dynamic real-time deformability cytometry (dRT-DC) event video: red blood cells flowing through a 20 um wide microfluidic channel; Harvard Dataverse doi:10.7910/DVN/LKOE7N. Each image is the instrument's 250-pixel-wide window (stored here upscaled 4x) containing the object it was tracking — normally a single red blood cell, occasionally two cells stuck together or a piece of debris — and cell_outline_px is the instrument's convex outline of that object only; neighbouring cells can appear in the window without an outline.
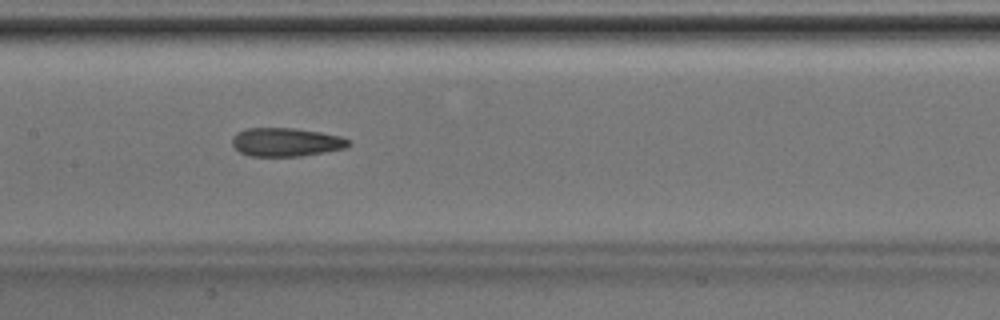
{"species": "Egyptian fruit bat (a non-hibernating species)", "species_latin": "Rousettus aegyptiacus", "temperature_condition": "room temperature", "stored_images_in_passage": 31, "camera_frame_rate_fps": 3000, "um_per_image_px": 0.085, "animal": {"sex": "male"}, "frame": {"image": 1, "passage_image": 10, "time_ms": 3.0, "image_size_px": [1000, 320], "cell_outline_px": [[352, 144], [344, 148], [324, 152], [300, 156], [248, 156], [240, 152], [232, 144], [232, 136], [236, 132], [244, 128], [296, 128], [320, 132], [340, 136], [352, 140]], "centroid_in_image_um": [24.31, 12.07], "position_along_channel_um": 183.1, "area_um2": 19.54}}